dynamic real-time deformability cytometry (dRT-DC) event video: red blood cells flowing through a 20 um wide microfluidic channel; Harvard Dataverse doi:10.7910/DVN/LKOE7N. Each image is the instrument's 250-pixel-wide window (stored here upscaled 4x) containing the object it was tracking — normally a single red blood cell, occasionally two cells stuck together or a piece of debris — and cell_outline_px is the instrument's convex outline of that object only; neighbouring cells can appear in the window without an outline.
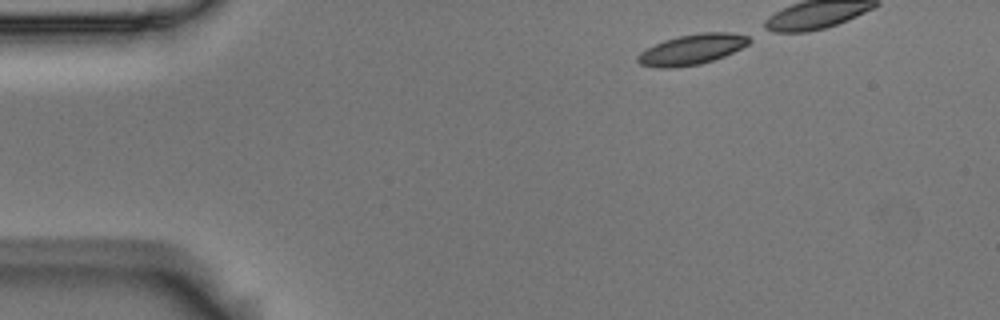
{"species": "Egyptian fruit bat (a non-hibernating species)", "species_latin": "Rousettus aegyptiacus", "temperature_condition": "room temperature", "stored_images_in_passage": 38, "camera_frame_rate_fps": 3000, "um_per_image_px": 0.085, "animal": {"sex": "male"}, "frame": {"image": 1, "passage_image": 1, "time_ms": 0.0, "image_size_px": [1000, 320], "cell_outline_px": [[752, 40], [748, 44], [724, 56], [700, 64], [672, 68], [660, 68], [640, 64], [636, 60], [636, 56], [640, 52], [664, 40], [680, 36], [700, 32], [732, 32], [748, 36]], "centroid_in_image_um": [58.81, 4.2], "position_along_channel_um": 26.2, "area_um2": 19.59}}
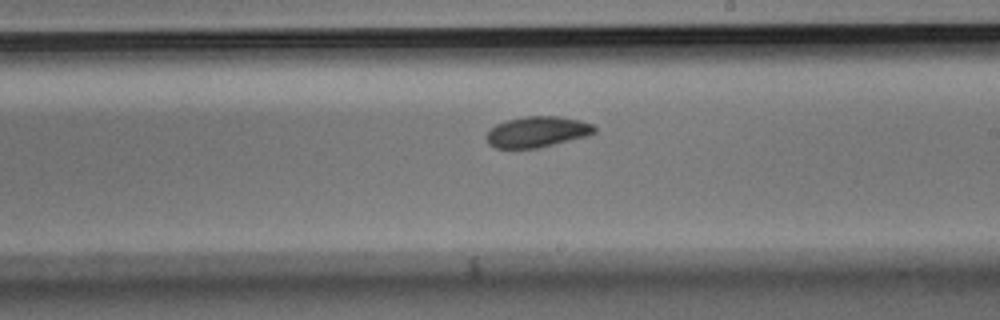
{"frame": {"image": 2, "passage_image": 25, "time_ms": 8.0, "image_size_px": [1000, 320], "cell_outline_px": [[596, 132], [588, 136], [540, 148], [496, 148], [488, 144], [484, 136], [496, 124], [504, 120], [528, 116], [560, 116], [580, 120], [592, 124], [596, 128]], "centroid_in_image_um": [45.66, 11.21], "position_along_channel_um": 243.3, "area_um2": 19.65}}
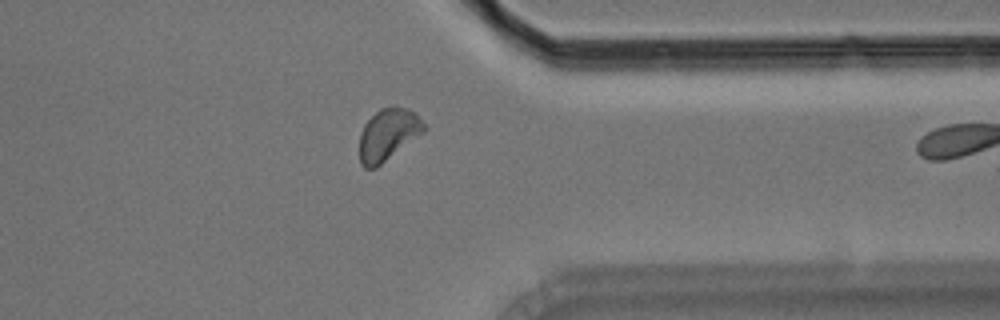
{"frame": {"image": 3, "passage_image": 37, "time_ms": 12.0, "image_size_px": [1000, 320], "cell_outline_px": [[428, 128], [424, 132], [376, 168], [364, 168], [360, 164], [360, 132], [364, 124], [380, 108], [392, 104], [396, 104], [408, 108], [416, 112]], "centroid_in_image_um": [33.01, 11.39], "position_along_channel_um": 378.4, "area_um2": 19.88}}